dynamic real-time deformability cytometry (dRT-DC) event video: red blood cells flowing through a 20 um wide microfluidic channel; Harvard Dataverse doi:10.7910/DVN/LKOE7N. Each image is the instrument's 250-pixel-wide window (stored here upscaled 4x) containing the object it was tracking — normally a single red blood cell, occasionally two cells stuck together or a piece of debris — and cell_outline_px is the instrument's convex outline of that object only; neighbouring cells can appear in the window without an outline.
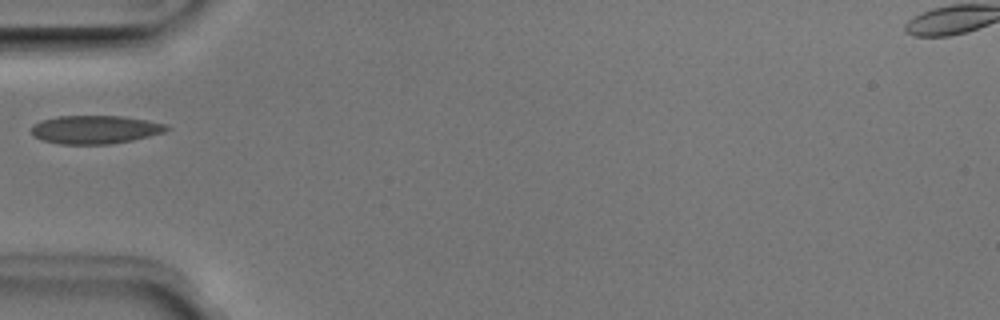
{"species": "Egyptian fruit bat (a non-hibernating species)", "species_latin": "Rousettus aegyptiacus", "temperature_condition": "room temperature", "stored_images_in_passage": 35, "camera_frame_rate_fps": 3000, "um_per_image_px": 0.085, "animal": {"sex": "male"}, "frame": {"image": 1, "passage_image": 1, "time_ms": 0.0, "image_size_px": [1000, 320], "cell_outline_px": [[172, 128], [164, 132], [132, 140], [112, 144], [60, 144], [44, 140], [32, 136], [32, 124], [40, 120], [56, 116], [120, 116], [148, 120], [168, 124]], "centroid_in_image_um": [8.09, 11.0], "position_along_channel_um": 76.9, "area_um2": 22.48}}
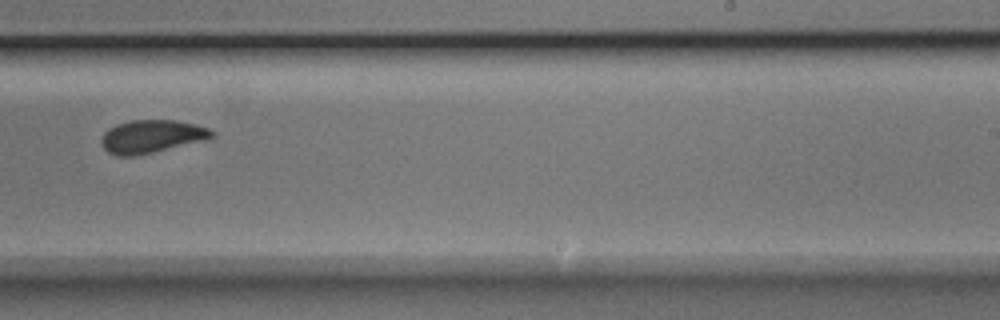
{"frame": {"image": 2, "passage_image": 16, "time_ms": 5.0, "image_size_px": [1000, 320], "cell_outline_px": [[216, 136], [152, 152], [132, 156], [120, 156], [108, 152], [104, 148], [100, 140], [104, 132], [108, 128], [116, 124], [132, 120], [176, 120], [196, 124], [208, 128]], "centroid_in_image_um": [12.83, 11.57], "position_along_channel_um": 276.2, "area_um2": 20.81}}
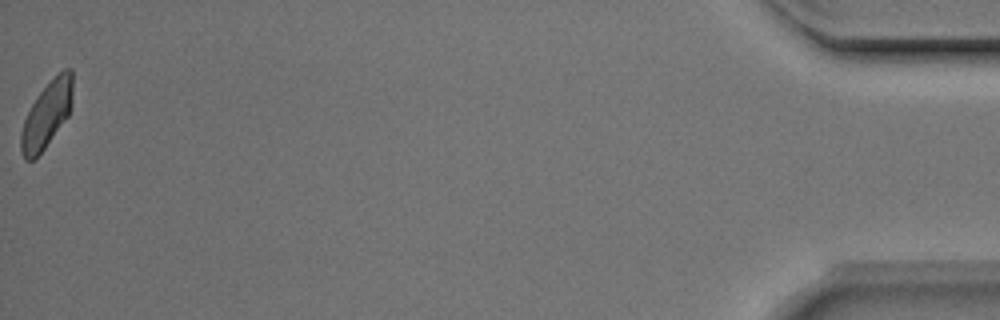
{"frame": {"image": 3, "passage_image": 35, "time_ms": 11.333, "image_size_px": [1000, 320], "cell_outline_px": [[72, 100], [68, 116], [44, 148], [32, 160], [24, 160], [20, 148], [20, 132], [24, 120], [32, 104], [40, 92], [64, 68], [72, 68]], "centroid_in_image_um": [3.96, 9.75], "position_along_channel_um": 431.2, "area_um2": 19.48}}